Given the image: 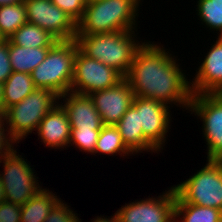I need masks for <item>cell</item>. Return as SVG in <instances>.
<instances>
[{"mask_svg":"<svg viewBox=\"0 0 222 222\" xmlns=\"http://www.w3.org/2000/svg\"><path fill=\"white\" fill-rule=\"evenodd\" d=\"M126 147L134 154L144 151V134L138 127L137 110L131 105L123 117L115 125Z\"/></svg>","mask_w":222,"mask_h":222,"instance_id":"cell-20","label":"cell"},{"mask_svg":"<svg viewBox=\"0 0 222 222\" xmlns=\"http://www.w3.org/2000/svg\"><path fill=\"white\" fill-rule=\"evenodd\" d=\"M59 103L67 112L71 129H101L104 126L89 95L67 92L59 97Z\"/></svg>","mask_w":222,"mask_h":222,"instance_id":"cell-16","label":"cell"},{"mask_svg":"<svg viewBox=\"0 0 222 222\" xmlns=\"http://www.w3.org/2000/svg\"><path fill=\"white\" fill-rule=\"evenodd\" d=\"M3 201H5V190H4V185L0 180V203Z\"/></svg>","mask_w":222,"mask_h":222,"instance_id":"cell-34","label":"cell"},{"mask_svg":"<svg viewBox=\"0 0 222 222\" xmlns=\"http://www.w3.org/2000/svg\"><path fill=\"white\" fill-rule=\"evenodd\" d=\"M132 105L137 110L138 127L142 128L144 134V151L161 152L167 141V132L171 129L170 106L140 96H134Z\"/></svg>","mask_w":222,"mask_h":222,"instance_id":"cell-8","label":"cell"},{"mask_svg":"<svg viewBox=\"0 0 222 222\" xmlns=\"http://www.w3.org/2000/svg\"><path fill=\"white\" fill-rule=\"evenodd\" d=\"M60 199L50 211L44 222H82L78 214Z\"/></svg>","mask_w":222,"mask_h":222,"instance_id":"cell-27","label":"cell"},{"mask_svg":"<svg viewBox=\"0 0 222 222\" xmlns=\"http://www.w3.org/2000/svg\"><path fill=\"white\" fill-rule=\"evenodd\" d=\"M141 0H88L77 35L137 30Z\"/></svg>","mask_w":222,"mask_h":222,"instance_id":"cell-2","label":"cell"},{"mask_svg":"<svg viewBox=\"0 0 222 222\" xmlns=\"http://www.w3.org/2000/svg\"><path fill=\"white\" fill-rule=\"evenodd\" d=\"M27 23L24 3L0 6V34L6 40Z\"/></svg>","mask_w":222,"mask_h":222,"instance_id":"cell-24","label":"cell"},{"mask_svg":"<svg viewBox=\"0 0 222 222\" xmlns=\"http://www.w3.org/2000/svg\"><path fill=\"white\" fill-rule=\"evenodd\" d=\"M92 99L104 125H116L132 105L134 93L124 78L117 85L92 92Z\"/></svg>","mask_w":222,"mask_h":222,"instance_id":"cell-13","label":"cell"},{"mask_svg":"<svg viewBox=\"0 0 222 222\" xmlns=\"http://www.w3.org/2000/svg\"><path fill=\"white\" fill-rule=\"evenodd\" d=\"M92 220L93 219H91V222H118V219L116 218L115 214L111 218L109 216L107 218L100 215V217L97 216L93 221Z\"/></svg>","mask_w":222,"mask_h":222,"instance_id":"cell-32","label":"cell"},{"mask_svg":"<svg viewBox=\"0 0 222 222\" xmlns=\"http://www.w3.org/2000/svg\"><path fill=\"white\" fill-rule=\"evenodd\" d=\"M153 41L144 42L136 51L128 74L124 77L134 96L151 98L189 110L193 96L190 81L175 56ZM170 104V105H169Z\"/></svg>","mask_w":222,"mask_h":222,"instance_id":"cell-1","label":"cell"},{"mask_svg":"<svg viewBox=\"0 0 222 222\" xmlns=\"http://www.w3.org/2000/svg\"><path fill=\"white\" fill-rule=\"evenodd\" d=\"M22 157L14 149L0 160L4 169V172L0 171V180L4 185L5 201L19 206L25 204L42 189L32 166L25 157Z\"/></svg>","mask_w":222,"mask_h":222,"instance_id":"cell-7","label":"cell"},{"mask_svg":"<svg viewBox=\"0 0 222 222\" xmlns=\"http://www.w3.org/2000/svg\"><path fill=\"white\" fill-rule=\"evenodd\" d=\"M5 39L2 37V35L0 34V42L4 41Z\"/></svg>","mask_w":222,"mask_h":222,"instance_id":"cell-37","label":"cell"},{"mask_svg":"<svg viewBox=\"0 0 222 222\" xmlns=\"http://www.w3.org/2000/svg\"><path fill=\"white\" fill-rule=\"evenodd\" d=\"M9 40L13 44L27 48L51 47L57 41L46 30L28 22L14 32Z\"/></svg>","mask_w":222,"mask_h":222,"instance_id":"cell-21","label":"cell"},{"mask_svg":"<svg viewBox=\"0 0 222 222\" xmlns=\"http://www.w3.org/2000/svg\"><path fill=\"white\" fill-rule=\"evenodd\" d=\"M124 79L116 69L85 55L79 48L74 60V74L70 92L90 95L111 88Z\"/></svg>","mask_w":222,"mask_h":222,"instance_id":"cell-10","label":"cell"},{"mask_svg":"<svg viewBox=\"0 0 222 222\" xmlns=\"http://www.w3.org/2000/svg\"><path fill=\"white\" fill-rule=\"evenodd\" d=\"M120 155L129 156L133 153L126 147L118 128L115 125H104L99 133L94 155Z\"/></svg>","mask_w":222,"mask_h":222,"instance_id":"cell-23","label":"cell"},{"mask_svg":"<svg viewBox=\"0 0 222 222\" xmlns=\"http://www.w3.org/2000/svg\"><path fill=\"white\" fill-rule=\"evenodd\" d=\"M3 120V113L0 111V122Z\"/></svg>","mask_w":222,"mask_h":222,"instance_id":"cell-36","label":"cell"},{"mask_svg":"<svg viewBox=\"0 0 222 222\" xmlns=\"http://www.w3.org/2000/svg\"><path fill=\"white\" fill-rule=\"evenodd\" d=\"M188 111L203 122L207 160H222V93L193 94Z\"/></svg>","mask_w":222,"mask_h":222,"instance_id":"cell-9","label":"cell"},{"mask_svg":"<svg viewBox=\"0 0 222 222\" xmlns=\"http://www.w3.org/2000/svg\"><path fill=\"white\" fill-rule=\"evenodd\" d=\"M36 89L32 76L25 72H12L3 83V112L18 104Z\"/></svg>","mask_w":222,"mask_h":222,"instance_id":"cell-19","label":"cell"},{"mask_svg":"<svg viewBox=\"0 0 222 222\" xmlns=\"http://www.w3.org/2000/svg\"><path fill=\"white\" fill-rule=\"evenodd\" d=\"M21 206L3 201L0 203V222H20Z\"/></svg>","mask_w":222,"mask_h":222,"instance_id":"cell-29","label":"cell"},{"mask_svg":"<svg viewBox=\"0 0 222 222\" xmlns=\"http://www.w3.org/2000/svg\"><path fill=\"white\" fill-rule=\"evenodd\" d=\"M176 192L172 186L158 197L125 203L114 214L118 222H174Z\"/></svg>","mask_w":222,"mask_h":222,"instance_id":"cell-12","label":"cell"},{"mask_svg":"<svg viewBox=\"0 0 222 222\" xmlns=\"http://www.w3.org/2000/svg\"><path fill=\"white\" fill-rule=\"evenodd\" d=\"M12 72L8 52V39H6L0 42V83H4Z\"/></svg>","mask_w":222,"mask_h":222,"instance_id":"cell-30","label":"cell"},{"mask_svg":"<svg viewBox=\"0 0 222 222\" xmlns=\"http://www.w3.org/2000/svg\"><path fill=\"white\" fill-rule=\"evenodd\" d=\"M27 22L46 30L57 41L75 40L77 23L51 0H24Z\"/></svg>","mask_w":222,"mask_h":222,"instance_id":"cell-11","label":"cell"},{"mask_svg":"<svg viewBox=\"0 0 222 222\" xmlns=\"http://www.w3.org/2000/svg\"><path fill=\"white\" fill-rule=\"evenodd\" d=\"M60 199L49 189L42 188L21 206L20 222H44Z\"/></svg>","mask_w":222,"mask_h":222,"instance_id":"cell-18","label":"cell"},{"mask_svg":"<svg viewBox=\"0 0 222 222\" xmlns=\"http://www.w3.org/2000/svg\"><path fill=\"white\" fill-rule=\"evenodd\" d=\"M101 129H71L69 146L75 145L83 153H91L94 150Z\"/></svg>","mask_w":222,"mask_h":222,"instance_id":"cell-26","label":"cell"},{"mask_svg":"<svg viewBox=\"0 0 222 222\" xmlns=\"http://www.w3.org/2000/svg\"><path fill=\"white\" fill-rule=\"evenodd\" d=\"M3 83H0V111L3 113Z\"/></svg>","mask_w":222,"mask_h":222,"instance_id":"cell-35","label":"cell"},{"mask_svg":"<svg viewBox=\"0 0 222 222\" xmlns=\"http://www.w3.org/2000/svg\"><path fill=\"white\" fill-rule=\"evenodd\" d=\"M59 9L64 11L72 20L78 23L84 14L87 0H51Z\"/></svg>","mask_w":222,"mask_h":222,"instance_id":"cell-28","label":"cell"},{"mask_svg":"<svg viewBox=\"0 0 222 222\" xmlns=\"http://www.w3.org/2000/svg\"><path fill=\"white\" fill-rule=\"evenodd\" d=\"M221 220L222 211L219 209L190 203H175L174 222H220Z\"/></svg>","mask_w":222,"mask_h":222,"instance_id":"cell-22","label":"cell"},{"mask_svg":"<svg viewBox=\"0 0 222 222\" xmlns=\"http://www.w3.org/2000/svg\"><path fill=\"white\" fill-rule=\"evenodd\" d=\"M59 103V96L48 89L36 88L18 104L3 112L10 136L19 144L27 134L36 131L44 116Z\"/></svg>","mask_w":222,"mask_h":222,"instance_id":"cell-5","label":"cell"},{"mask_svg":"<svg viewBox=\"0 0 222 222\" xmlns=\"http://www.w3.org/2000/svg\"><path fill=\"white\" fill-rule=\"evenodd\" d=\"M173 187L175 203H190L222 211V160H206V165L196 174Z\"/></svg>","mask_w":222,"mask_h":222,"instance_id":"cell-6","label":"cell"},{"mask_svg":"<svg viewBox=\"0 0 222 222\" xmlns=\"http://www.w3.org/2000/svg\"><path fill=\"white\" fill-rule=\"evenodd\" d=\"M196 6L198 20L222 37V0H198Z\"/></svg>","mask_w":222,"mask_h":222,"instance_id":"cell-25","label":"cell"},{"mask_svg":"<svg viewBox=\"0 0 222 222\" xmlns=\"http://www.w3.org/2000/svg\"><path fill=\"white\" fill-rule=\"evenodd\" d=\"M24 0H0V6L23 3Z\"/></svg>","mask_w":222,"mask_h":222,"instance_id":"cell-33","label":"cell"},{"mask_svg":"<svg viewBox=\"0 0 222 222\" xmlns=\"http://www.w3.org/2000/svg\"><path fill=\"white\" fill-rule=\"evenodd\" d=\"M135 31L137 32V30H129L76 35L75 40L85 55L116 69L125 77L133 63L136 51L144 43L138 41Z\"/></svg>","mask_w":222,"mask_h":222,"instance_id":"cell-3","label":"cell"},{"mask_svg":"<svg viewBox=\"0 0 222 222\" xmlns=\"http://www.w3.org/2000/svg\"><path fill=\"white\" fill-rule=\"evenodd\" d=\"M190 82L193 94L222 93V37L217 36Z\"/></svg>","mask_w":222,"mask_h":222,"instance_id":"cell-14","label":"cell"},{"mask_svg":"<svg viewBox=\"0 0 222 222\" xmlns=\"http://www.w3.org/2000/svg\"><path fill=\"white\" fill-rule=\"evenodd\" d=\"M4 120L0 122V160L10 154L17 142L10 136ZM7 133V134H6Z\"/></svg>","mask_w":222,"mask_h":222,"instance_id":"cell-31","label":"cell"},{"mask_svg":"<svg viewBox=\"0 0 222 222\" xmlns=\"http://www.w3.org/2000/svg\"><path fill=\"white\" fill-rule=\"evenodd\" d=\"M50 47L27 48L13 44L8 39V52L11 68L13 72H31L47 56Z\"/></svg>","mask_w":222,"mask_h":222,"instance_id":"cell-17","label":"cell"},{"mask_svg":"<svg viewBox=\"0 0 222 222\" xmlns=\"http://www.w3.org/2000/svg\"><path fill=\"white\" fill-rule=\"evenodd\" d=\"M36 133L44 143V147L66 149L69 147L70 122L63 106L56 104L40 121Z\"/></svg>","mask_w":222,"mask_h":222,"instance_id":"cell-15","label":"cell"},{"mask_svg":"<svg viewBox=\"0 0 222 222\" xmlns=\"http://www.w3.org/2000/svg\"><path fill=\"white\" fill-rule=\"evenodd\" d=\"M78 48L76 40L56 41L44 61L31 72L35 87L51 90L59 97L70 92Z\"/></svg>","mask_w":222,"mask_h":222,"instance_id":"cell-4","label":"cell"}]
</instances>
